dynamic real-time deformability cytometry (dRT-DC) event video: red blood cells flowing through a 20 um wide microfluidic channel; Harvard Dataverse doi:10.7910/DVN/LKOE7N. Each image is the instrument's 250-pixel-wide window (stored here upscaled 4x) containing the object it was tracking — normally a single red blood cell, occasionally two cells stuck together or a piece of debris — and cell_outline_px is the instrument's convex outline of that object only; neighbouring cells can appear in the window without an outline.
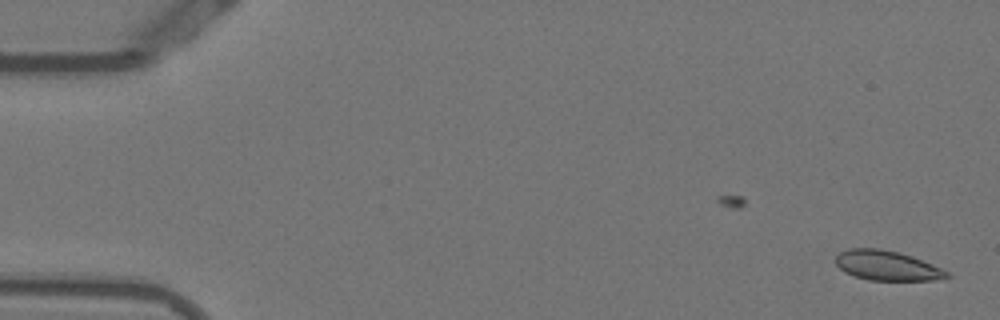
{"species": "Egyptian fruit bat (a non-hibernating species)", "species_latin": "Rousettus aegyptiacus", "temperature_condition": "warm", "stored_images_in_passage": 12, "camera_frame_rate_fps": 3000, "um_per_image_px": 0.085, "animal": {"sex": "female"}, "frame": {"image": 1, "passage_image": 1, "time_ms": 0.0, "image_size_px": [1000, 320], "cell_outline_px": [[952, 276], [932, 280], [868, 280], [844, 272], [836, 264], [836, 256], [840, 252], [848, 248], [880, 248], [900, 252], [912, 256], [932, 264], [948, 272]], "centroid_in_image_um": [75.38, 22.56], "position_along_channel_um": 9.6, "area_um2": 19.25}}